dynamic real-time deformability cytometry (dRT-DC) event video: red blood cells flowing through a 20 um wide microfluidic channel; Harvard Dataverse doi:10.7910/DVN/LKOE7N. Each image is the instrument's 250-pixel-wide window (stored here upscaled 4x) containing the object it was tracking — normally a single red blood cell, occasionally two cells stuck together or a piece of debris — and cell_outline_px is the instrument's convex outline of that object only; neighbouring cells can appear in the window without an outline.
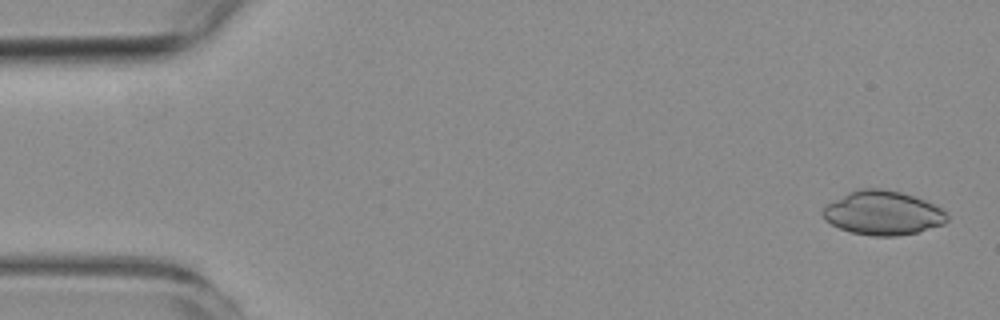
{"species": "common noctule bat (a hibernating species)", "species_latin": "Nyctalus noctula", "temperature_condition": "room temperature", "stored_images_in_passage": 3, "camera_frame_rate_fps": 3000, "um_per_image_px": 0.085, "animal": {"sex": "female", "body_mass_g": 19.3, "forearm_length_mm": 54.1}, "frame": {"image": 1, "passage_image": 1, "time_ms": 0.0, "image_size_px": [1000, 320], "cell_outline_px": [[948, 220], [944, 224], [916, 232], [896, 236], [872, 236], [852, 232], [840, 228], [824, 220], [820, 212], [824, 204], [848, 192], [860, 188], [880, 188], [900, 192], [924, 200], [940, 208], [948, 216]], "centroid_in_image_um": [74.97, 18.09], "position_along_channel_um": 10.0, "area_um2": 31.91}}